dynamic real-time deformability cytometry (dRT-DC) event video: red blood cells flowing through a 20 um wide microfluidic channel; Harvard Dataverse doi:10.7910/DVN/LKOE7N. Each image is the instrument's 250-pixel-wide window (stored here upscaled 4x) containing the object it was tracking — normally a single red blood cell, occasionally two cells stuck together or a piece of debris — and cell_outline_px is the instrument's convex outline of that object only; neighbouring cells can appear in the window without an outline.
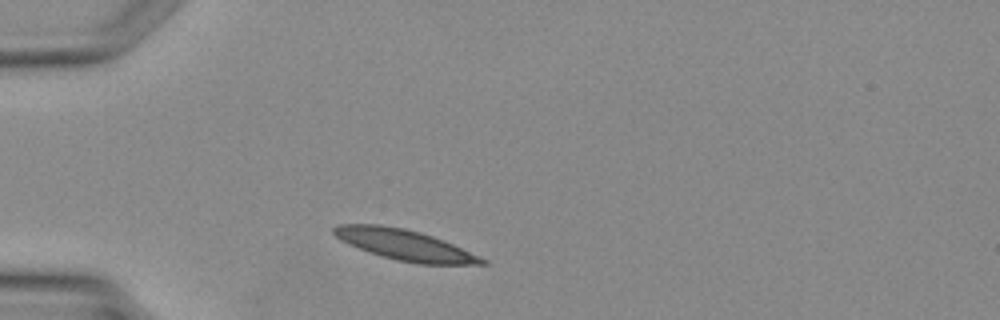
{"species": "Egyptian fruit bat (a non-hibernating species)", "species_latin": "Rousettus aegyptiacus", "temperature_condition": "warm", "stored_images_in_passage": 2, "camera_frame_rate_fps": 3000, "um_per_image_px": 0.085, "animal": {"sex": "female"}, "frame": {"image": 1, "passage_image": 2, "time_ms": 1.0, "image_size_px": [1000, 320], "cell_outline_px": [[488, 264], [420, 264], [396, 260], [348, 244], [340, 240], [332, 232], [332, 228], [336, 224], [380, 224], [404, 228], [420, 232], [444, 240], [480, 256], [488, 260]], "centroid_in_image_um": [34.41, 20.8], "position_along_channel_um": 50.6, "area_um2": 26.3}}